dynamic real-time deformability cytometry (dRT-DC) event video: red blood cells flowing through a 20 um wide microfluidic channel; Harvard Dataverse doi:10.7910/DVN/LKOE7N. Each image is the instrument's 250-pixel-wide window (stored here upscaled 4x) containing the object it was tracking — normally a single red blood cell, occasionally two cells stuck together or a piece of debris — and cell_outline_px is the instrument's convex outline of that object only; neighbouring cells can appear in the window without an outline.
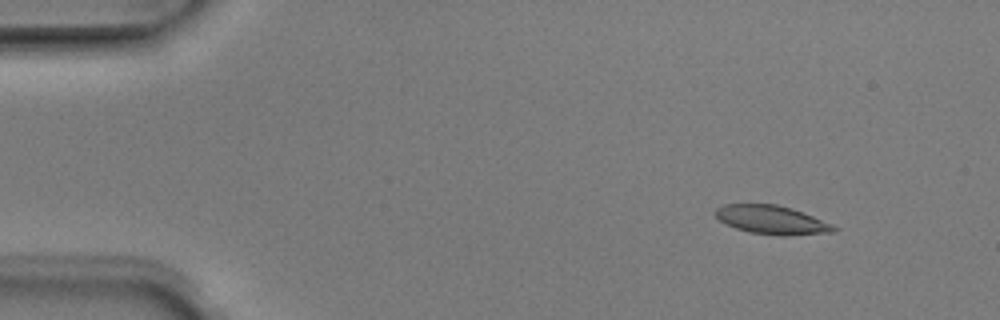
{"species": "Egyptian fruit bat (a non-hibernating species)", "species_latin": "Rousettus aegyptiacus", "temperature_condition": "room temperature", "stored_images_in_passage": 6, "camera_frame_rate_fps": 3000, "um_per_image_px": 0.085, "animal": {"sex": "male"}, "frame": {"image": 1, "passage_image": 2, "time_ms": 0.333, "image_size_px": [1000, 320], "cell_outline_px": [[840, 228], [836, 232], [784, 236], [780, 236], [748, 232], [736, 228], [720, 220], [712, 212], [716, 208], [724, 204], [776, 204], [792, 208], [832, 224]], "centroid_in_image_um": [65.61, 18.69], "position_along_channel_um": 19.4, "area_um2": 19.88}}
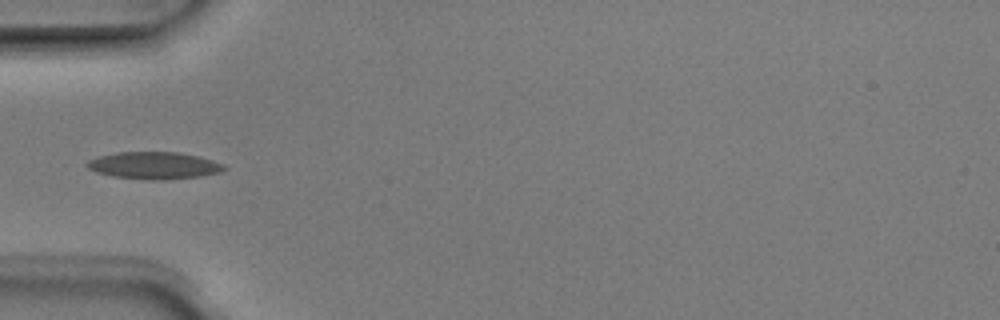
{"frame": {"image": 2, "passage_image": 5, "time_ms": 1.333, "image_size_px": [1000, 320], "cell_outline_px": [[228, 168], [220, 172], [200, 176], [164, 180], [144, 180], [112, 176], [96, 172], [88, 168], [84, 164], [88, 160], [100, 156], [116, 152], [180, 152], [212, 160], [224, 164]], "centroid_in_image_um": [13.08, 14.07], "position_along_channel_um": 71.9, "area_um2": 21.79}}
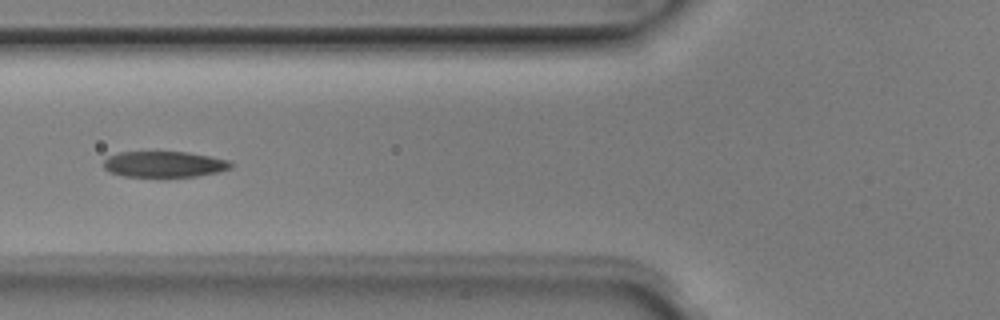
{"frame": {"image": 3, "passage_image": 6, "time_ms": 1.667, "image_size_px": [1000, 320], "cell_outline_px": [[232, 168], [216, 172], [196, 176], [124, 176], [112, 172], [104, 168], [104, 160], [108, 156], [120, 152], [188, 152], [232, 160]], "centroid_in_image_um": [14.0, 13.94], "position_along_channel_um": 111.8, "area_um2": 19.07}}